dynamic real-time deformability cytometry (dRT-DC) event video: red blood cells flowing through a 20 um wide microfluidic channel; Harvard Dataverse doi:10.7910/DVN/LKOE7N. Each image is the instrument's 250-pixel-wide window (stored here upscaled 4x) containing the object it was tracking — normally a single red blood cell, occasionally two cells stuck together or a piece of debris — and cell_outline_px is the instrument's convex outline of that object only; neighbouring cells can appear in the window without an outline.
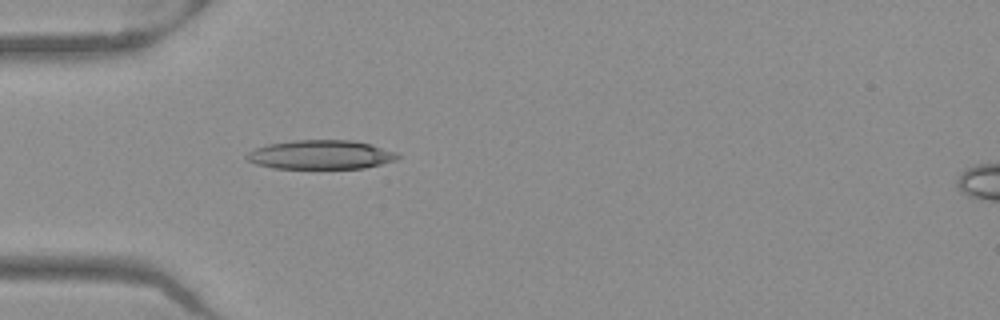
{"species": "Egyptian fruit bat (a non-hibernating species)", "species_latin": "Rousettus aegyptiacus", "temperature_condition": "warm", "stored_images_in_passage": 49, "camera_frame_rate_fps": 3000, "um_per_image_px": 0.085, "frame": {"image": 1, "passage_image": 13, "time_ms": 4.0, "image_size_px": [1000, 320], "cell_outline_px": [[400, 156], [396, 160], [364, 168], [272, 168], [256, 164], [248, 160], [244, 156], [248, 152], [256, 148], [268, 144], [292, 140], [352, 140], [372, 144], [396, 152]], "centroid_in_image_um": [27.26, 13.14], "position_along_channel_um": 57.7, "area_um2": 25.55}}
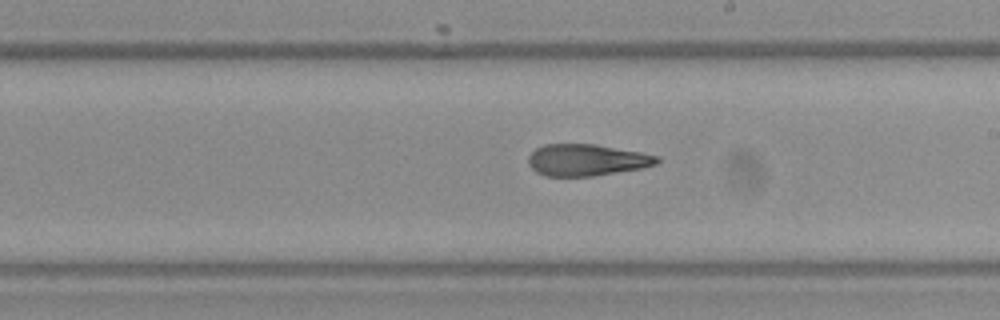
{"frame": {"image": 2, "passage_image": 27, "time_ms": 8.667, "image_size_px": [1000, 320], "cell_outline_px": [[660, 160], [656, 164], [644, 168], [592, 176], [544, 176], [536, 172], [528, 164], [528, 156], [536, 148], [544, 144], [596, 144], [640, 152], [660, 156]], "centroid_in_image_um": [49.87, 13.6], "position_along_channel_um": 239.1, "area_um2": 23.87}}
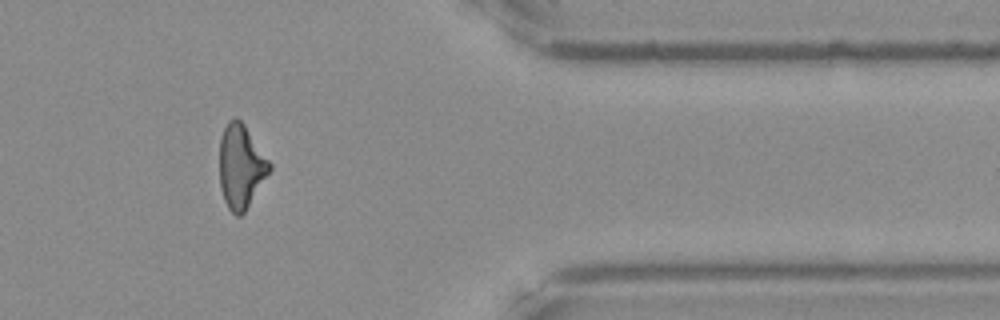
{"frame": {"image": 3, "passage_image": 40, "time_ms": 13.0, "image_size_px": [1000, 320], "cell_outline_px": [[272, 168], [244, 212], [240, 216], [236, 216], [228, 208], [224, 200], [220, 188], [220, 136], [228, 120], [232, 116], [236, 116], [244, 124], [272, 164]], "centroid_in_image_um": [20.47, 14.12], "position_along_channel_um": 390.9, "area_um2": 24.39}, "authors_computed_cell_mechanics": {"area_um2": 24.7962, "velocity_mm_per_s": 3.9813, "shape_relaxation_time_tau1_ms": null, "shape_relaxation_time_tau2_ms": 3.5399, "deformation_change_tau1": null, "deformation_change_tau2": 0.1461}}